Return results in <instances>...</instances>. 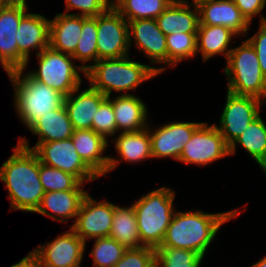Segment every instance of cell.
<instances>
[{
    "mask_svg": "<svg viewBox=\"0 0 266 267\" xmlns=\"http://www.w3.org/2000/svg\"><path fill=\"white\" fill-rule=\"evenodd\" d=\"M248 204L245 202L241 207L211 213L201 208H177L160 246L188 249L209 259L208 253L212 251L213 244L216 246L223 226L238 219L247 211Z\"/></svg>",
    "mask_w": 266,
    "mask_h": 267,
    "instance_id": "obj_1",
    "label": "cell"
},
{
    "mask_svg": "<svg viewBox=\"0 0 266 267\" xmlns=\"http://www.w3.org/2000/svg\"><path fill=\"white\" fill-rule=\"evenodd\" d=\"M12 151L0 166V181L7 190L9 211L34 214L45 194L39 178V158L18 143L12 146Z\"/></svg>",
    "mask_w": 266,
    "mask_h": 267,
    "instance_id": "obj_2",
    "label": "cell"
},
{
    "mask_svg": "<svg viewBox=\"0 0 266 267\" xmlns=\"http://www.w3.org/2000/svg\"><path fill=\"white\" fill-rule=\"evenodd\" d=\"M127 55L121 58L100 59L85 72V82L106 97L135 95L143 83L156 79L157 74L147 61ZM138 92V93H136Z\"/></svg>",
    "mask_w": 266,
    "mask_h": 267,
    "instance_id": "obj_3",
    "label": "cell"
},
{
    "mask_svg": "<svg viewBox=\"0 0 266 267\" xmlns=\"http://www.w3.org/2000/svg\"><path fill=\"white\" fill-rule=\"evenodd\" d=\"M13 91L12 108L24 129L64 104L65 96L34 79L25 69L7 73Z\"/></svg>",
    "mask_w": 266,
    "mask_h": 267,
    "instance_id": "obj_4",
    "label": "cell"
},
{
    "mask_svg": "<svg viewBox=\"0 0 266 267\" xmlns=\"http://www.w3.org/2000/svg\"><path fill=\"white\" fill-rule=\"evenodd\" d=\"M131 203L136 214L138 232L144 246L158 248L177 210V191L173 187L157 186L141 194Z\"/></svg>",
    "mask_w": 266,
    "mask_h": 267,
    "instance_id": "obj_5",
    "label": "cell"
},
{
    "mask_svg": "<svg viewBox=\"0 0 266 267\" xmlns=\"http://www.w3.org/2000/svg\"><path fill=\"white\" fill-rule=\"evenodd\" d=\"M224 63L226 90L236 95L252 96L264 101L266 77L260 69L258 56L246 38H240Z\"/></svg>",
    "mask_w": 266,
    "mask_h": 267,
    "instance_id": "obj_6",
    "label": "cell"
},
{
    "mask_svg": "<svg viewBox=\"0 0 266 267\" xmlns=\"http://www.w3.org/2000/svg\"><path fill=\"white\" fill-rule=\"evenodd\" d=\"M34 57L37 60L36 63H33L35 67H25L24 69L34 79L55 89L65 97L85 82L86 71L70 54L48 47Z\"/></svg>",
    "mask_w": 266,
    "mask_h": 267,
    "instance_id": "obj_7",
    "label": "cell"
},
{
    "mask_svg": "<svg viewBox=\"0 0 266 267\" xmlns=\"http://www.w3.org/2000/svg\"><path fill=\"white\" fill-rule=\"evenodd\" d=\"M17 138V143L32 150L39 158L40 163L74 175L84 184L94 185L95 181L101 180L80 158L72 138L33 145L26 135H20Z\"/></svg>",
    "mask_w": 266,
    "mask_h": 267,
    "instance_id": "obj_8",
    "label": "cell"
},
{
    "mask_svg": "<svg viewBox=\"0 0 266 267\" xmlns=\"http://www.w3.org/2000/svg\"><path fill=\"white\" fill-rule=\"evenodd\" d=\"M130 51L141 54L159 75L168 70L166 35L159 29L156 19L128 21Z\"/></svg>",
    "mask_w": 266,
    "mask_h": 267,
    "instance_id": "obj_9",
    "label": "cell"
},
{
    "mask_svg": "<svg viewBox=\"0 0 266 267\" xmlns=\"http://www.w3.org/2000/svg\"><path fill=\"white\" fill-rule=\"evenodd\" d=\"M224 158H230L229 146L213 122L204 121L185 144L178 164L206 168Z\"/></svg>",
    "mask_w": 266,
    "mask_h": 267,
    "instance_id": "obj_10",
    "label": "cell"
},
{
    "mask_svg": "<svg viewBox=\"0 0 266 267\" xmlns=\"http://www.w3.org/2000/svg\"><path fill=\"white\" fill-rule=\"evenodd\" d=\"M225 103L219 120L213 125L219 130L230 146L262 112L264 101L252 96L236 95L226 90ZM264 110V111H263Z\"/></svg>",
    "mask_w": 266,
    "mask_h": 267,
    "instance_id": "obj_11",
    "label": "cell"
},
{
    "mask_svg": "<svg viewBox=\"0 0 266 267\" xmlns=\"http://www.w3.org/2000/svg\"><path fill=\"white\" fill-rule=\"evenodd\" d=\"M161 124H153L152 118L147 126L151 140L152 157L158 160L178 162L185 144L191 139L194 131L204 121L173 120Z\"/></svg>",
    "mask_w": 266,
    "mask_h": 267,
    "instance_id": "obj_12",
    "label": "cell"
},
{
    "mask_svg": "<svg viewBox=\"0 0 266 267\" xmlns=\"http://www.w3.org/2000/svg\"><path fill=\"white\" fill-rule=\"evenodd\" d=\"M63 230L30 250L40 267H75L85 263L86 243L70 227Z\"/></svg>",
    "mask_w": 266,
    "mask_h": 267,
    "instance_id": "obj_13",
    "label": "cell"
},
{
    "mask_svg": "<svg viewBox=\"0 0 266 267\" xmlns=\"http://www.w3.org/2000/svg\"><path fill=\"white\" fill-rule=\"evenodd\" d=\"M92 196L89 191L82 201L74 223L70 225L86 243V247L92 239L109 236L115 211V202L103 196L98 199Z\"/></svg>",
    "mask_w": 266,
    "mask_h": 267,
    "instance_id": "obj_14",
    "label": "cell"
},
{
    "mask_svg": "<svg viewBox=\"0 0 266 267\" xmlns=\"http://www.w3.org/2000/svg\"><path fill=\"white\" fill-rule=\"evenodd\" d=\"M98 60L131 55L128 21L114 8L109 7L97 15Z\"/></svg>",
    "mask_w": 266,
    "mask_h": 267,
    "instance_id": "obj_15",
    "label": "cell"
},
{
    "mask_svg": "<svg viewBox=\"0 0 266 267\" xmlns=\"http://www.w3.org/2000/svg\"><path fill=\"white\" fill-rule=\"evenodd\" d=\"M29 0H24L19 4L0 8V66L5 74L24 69L27 60L18 52L16 33L21 18L32 9L28 4Z\"/></svg>",
    "mask_w": 266,
    "mask_h": 267,
    "instance_id": "obj_16",
    "label": "cell"
},
{
    "mask_svg": "<svg viewBox=\"0 0 266 267\" xmlns=\"http://www.w3.org/2000/svg\"><path fill=\"white\" fill-rule=\"evenodd\" d=\"M109 166L108 174L117 171L121 164L145 165L152 160L151 140L148 128L136 132H119L109 141ZM112 151V152H111Z\"/></svg>",
    "mask_w": 266,
    "mask_h": 267,
    "instance_id": "obj_17",
    "label": "cell"
},
{
    "mask_svg": "<svg viewBox=\"0 0 266 267\" xmlns=\"http://www.w3.org/2000/svg\"><path fill=\"white\" fill-rule=\"evenodd\" d=\"M31 10L21 18L16 33L18 52L27 60L26 67L33 63L32 56L49 47L50 36V18Z\"/></svg>",
    "mask_w": 266,
    "mask_h": 267,
    "instance_id": "obj_18",
    "label": "cell"
},
{
    "mask_svg": "<svg viewBox=\"0 0 266 267\" xmlns=\"http://www.w3.org/2000/svg\"><path fill=\"white\" fill-rule=\"evenodd\" d=\"M196 5L199 10V24L221 25L239 38H245L251 24L233 0H203Z\"/></svg>",
    "mask_w": 266,
    "mask_h": 267,
    "instance_id": "obj_19",
    "label": "cell"
},
{
    "mask_svg": "<svg viewBox=\"0 0 266 267\" xmlns=\"http://www.w3.org/2000/svg\"><path fill=\"white\" fill-rule=\"evenodd\" d=\"M90 190H66L46 192L35 211L38 216H44L51 221L63 224L66 227L74 223L84 197Z\"/></svg>",
    "mask_w": 266,
    "mask_h": 267,
    "instance_id": "obj_20",
    "label": "cell"
},
{
    "mask_svg": "<svg viewBox=\"0 0 266 267\" xmlns=\"http://www.w3.org/2000/svg\"><path fill=\"white\" fill-rule=\"evenodd\" d=\"M71 138L83 162L100 179L109 176V142L93 129L74 130Z\"/></svg>",
    "mask_w": 266,
    "mask_h": 267,
    "instance_id": "obj_21",
    "label": "cell"
},
{
    "mask_svg": "<svg viewBox=\"0 0 266 267\" xmlns=\"http://www.w3.org/2000/svg\"><path fill=\"white\" fill-rule=\"evenodd\" d=\"M106 98L87 82L66 96L64 106L74 130L92 129L93 118H95L100 104Z\"/></svg>",
    "mask_w": 266,
    "mask_h": 267,
    "instance_id": "obj_22",
    "label": "cell"
},
{
    "mask_svg": "<svg viewBox=\"0 0 266 267\" xmlns=\"http://www.w3.org/2000/svg\"><path fill=\"white\" fill-rule=\"evenodd\" d=\"M113 106L119 132H136L147 128L151 120L150 107L140 95H113L107 97Z\"/></svg>",
    "mask_w": 266,
    "mask_h": 267,
    "instance_id": "obj_23",
    "label": "cell"
},
{
    "mask_svg": "<svg viewBox=\"0 0 266 267\" xmlns=\"http://www.w3.org/2000/svg\"><path fill=\"white\" fill-rule=\"evenodd\" d=\"M237 40L239 41V37L224 26L199 24L196 59L198 57L204 64L214 57L224 56L225 63Z\"/></svg>",
    "mask_w": 266,
    "mask_h": 267,
    "instance_id": "obj_24",
    "label": "cell"
},
{
    "mask_svg": "<svg viewBox=\"0 0 266 267\" xmlns=\"http://www.w3.org/2000/svg\"><path fill=\"white\" fill-rule=\"evenodd\" d=\"M159 29L167 36L176 33H197L199 10L188 0H173L156 18Z\"/></svg>",
    "mask_w": 266,
    "mask_h": 267,
    "instance_id": "obj_25",
    "label": "cell"
},
{
    "mask_svg": "<svg viewBox=\"0 0 266 267\" xmlns=\"http://www.w3.org/2000/svg\"><path fill=\"white\" fill-rule=\"evenodd\" d=\"M262 113L254 119L242 134L229 146L230 157L235 156L237 149L245 151L248 157L260 168L266 177V118Z\"/></svg>",
    "mask_w": 266,
    "mask_h": 267,
    "instance_id": "obj_26",
    "label": "cell"
},
{
    "mask_svg": "<svg viewBox=\"0 0 266 267\" xmlns=\"http://www.w3.org/2000/svg\"><path fill=\"white\" fill-rule=\"evenodd\" d=\"M83 16L56 13L50 18L49 47L72 55L82 31Z\"/></svg>",
    "mask_w": 266,
    "mask_h": 267,
    "instance_id": "obj_27",
    "label": "cell"
},
{
    "mask_svg": "<svg viewBox=\"0 0 266 267\" xmlns=\"http://www.w3.org/2000/svg\"><path fill=\"white\" fill-rule=\"evenodd\" d=\"M27 131L37 139L35 143H45L71 138L74 128L63 104L42 115Z\"/></svg>",
    "mask_w": 266,
    "mask_h": 267,
    "instance_id": "obj_28",
    "label": "cell"
},
{
    "mask_svg": "<svg viewBox=\"0 0 266 267\" xmlns=\"http://www.w3.org/2000/svg\"><path fill=\"white\" fill-rule=\"evenodd\" d=\"M112 221L109 237L118 241L126 249L144 246L139 236L136 214L132 203L122 206L115 202Z\"/></svg>",
    "mask_w": 266,
    "mask_h": 267,
    "instance_id": "obj_29",
    "label": "cell"
},
{
    "mask_svg": "<svg viewBox=\"0 0 266 267\" xmlns=\"http://www.w3.org/2000/svg\"><path fill=\"white\" fill-rule=\"evenodd\" d=\"M72 56L85 71L98 61L97 16H83L81 35Z\"/></svg>",
    "mask_w": 266,
    "mask_h": 267,
    "instance_id": "obj_30",
    "label": "cell"
},
{
    "mask_svg": "<svg viewBox=\"0 0 266 267\" xmlns=\"http://www.w3.org/2000/svg\"><path fill=\"white\" fill-rule=\"evenodd\" d=\"M168 70H174L182 62L192 63L197 55V33H174L166 36ZM195 58V59H194ZM188 61V62H187Z\"/></svg>",
    "mask_w": 266,
    "mask_h": 267,
    "instance_id": "obj_31",
    "label": "cell"
},
{
    "mask_svg": "<svg viewBox=\"0 0 266 267\" xmlns=\"http://www.w3.org/2000/svg\"><path fill=\"white\" fill-rule=\"evenodd\" d=\"M173 0H121L114 8L127 20L156 19Z\"/></svg>",
    "mask_w": 266,
    "mask_h": 267,
    "instance_id": "obj_32",
    "label": "cell"
},
{
    "mask_svg": "<svg viewBox=\"0 0 266 267\" xmlns=\"http://www.w3.org/2000/svg\"><path fill=\"white\" fill-rule=\"evenodd\" d=\"M92 249H87L91 267H113L123 256L126 248L112 237H101L90 240Z\"/></svg>",
    "mask_w": 266,
    "mask_h": 267,
    "instance_id": "obj_33",
    "label": "cell"
},
{
    "mask_svg": "<svg viewBox=\"0 0 266 267\" xmlns=\"http://www.w3.org/2000/svg\"><path fill=\"white\" fill-rule=\"evenodd\" d=\"M39 178L46 192L66 190H88L87 184L82 183L76 176L60 169L47 166L39 161Z\"/></svg>",
    "mask_w": 266,
    "mask_h": 267,
    "instance_id": "obj_34",
    "label": "cell"
},
{
    "mask_svg": "<svg viewBox=\"0 0 266 267\" xmlns=\"http://www.w3.org/2000/svg\"><path fill=\"white\" fill-rule=\"evenodd\" d=\"M205 261L208 260L188 249L166 246L156 248V263L160 267H202Z\"/></svg>",
    "mask_w": 266,
    "mask_h": 267,
    "instance_id": "obj_35",
    "label": "cell"
},
{
    "mask_svg": "<svg viewBox=\"0 0 266 267\" xmlns=\"http://www.w3.org/2000/svg\"><path fill=\"white\" fill-rule=\"evenodd\" d=\"M92 129L108 142L117 134L113 106L108 98L100 104L95 118H93Z\"/></svg>",
    "mask_w": 266,
    "mask_h": 267,
    "instance_id": "obj_36",
    "label": "cell"
},
{
    "mask_svg": "<svg viewBox=\"0 0 266 267\" xmlns=\"http://www.w3.org/2000/svg\"><path fill=\"white\" fill-rule=\"evenodd\" d=\"M63 2L65 8L62 13L84 17H96L110 7L108 0H64Z\"/></svg>",
    "mask_w": 266,
    "mask_h": 267,
    "instance_id": "obj_37",
    "label": "cell"
},
{
    "mask_svg": "<svg viewBox=\"0 0 266 267\" xmlns=\"http://www.w3.org/2000/svg\"><path fill=\"white\" fill-rule=\"evenodd\" d=\"M156 262V249L149 246L126 249L113 267H150Z\"/></svg>",
    "mask_w": 266,
    "mask_h": 267,
    "instance_id": "obj_38",
    "label": "cell"
},
{
    "mask_svg": "<svg viewBox=\"0 0 266 267\" xmlns=\"http://www.w3.org/2000/svg\"><path fill=\"white\" fill-rule=\"evenodd\" d=\"M258 24V26L255 25L257 29H255V33H252V35L250 31L253 28V24L250 25L249 31L246 34L245 38L250 42V44L256 51L260 69L266 77V22Z\"/></svg>",
    "mask_w": 266,
    "mask_h": 267,
    "instance_id": "obj_39",
    "label": "cell"
},
{
    "mask_svg": "<svg viewBox=\"0 0 266 267\" xmlns=\"http://www.w3.org/2000/svg\"><path fill=\"white\" fill-rule=\"evenodd\" d=\"M235 5L239 8L241 14L247 19L250 24L266 22V0H233ZM254 21V22H253Z\"/></svg>",
    "mask_w": 266,
    "mask_h": 267,
    "instance_id": "obj_40",
    "label": "cell"
},
{
    "mask_svg": "<svg viewBox=\"0 0 266 267\" xmlns=\"http://www.w3.org/2000/svg\"><path fill=\"white\" fill-rule=\"evenodd\" d=\"M8 267H39V263L37 257L31 251H28L27 255Z\"/></svg>",
    "mask_w": 266,
    "mask_h": 267,
    "instance_id": "obj_41",
    "label": "cell"
},
{
    "mask_svg": "<svg viewBox=\"0 0 266 267\" xmlns=\"http://www.w3.org/2000/svg\"><path fill=\"white\" fill-rule=\"evenodd\" d=\"M24 0H0V8H5L21 3Z\"/></svg>",
    "mask_w": 266,
    "mask_h": 267,
    "instance_id": "obj_42",
    "label": "cell"
},
{
    "mask_svg": "<svg viewBox=\"0 0 266 267\" xmlns=\"http://www.w3.org/2000/svg\"><path fill=\"white\" fill-rule=\"evenodd\" d=\"M258 261H253V263L249 264V267H266V255L263 257L257 258Z\"/></svg>",
    "mask_w": 266,
    "mask_h": 267,
    "instance_id": "obj_43",
    "label": "cell"
},
{
    "mask_svg": "<svg viewBox=\"0 0 266 267\" xmlns=\"http://www.w3.org/2000/svg\"><path fill=\"white\" fill-rule=\"evenodd\" d=\"M110 7H115L121 0H108Z\"/></svg>",
    "mask_w": 266,
    "mask_h": 267,
    "instance_id": "obj_44",
    "label": "cell"
},
{
    "mask_svg": "<svg viewBox=\"0 0 266 267\" xmlns=\"http://www.w3.org/2000/svg\"><path fill=\"white\" fill-rule=\"evenodd\" d=\"M188 1H191V2H193V3H195V4H197L198 2H201V1H203V0H188Z\"/></svg>",
    "mask_w": 266,
    "mask_h": 267,
    "instance_id": "obj_45",
    "label": "cell"
},
{
    "mask_svg": "<svg viewBox=\"0 0 266 267\" xmlns=\"http://www.w3.org/2000/svg\"><path fill=\"white\" fill-rule=\"evenodd\" d=\"M150 267H160L156 262L153 264V265H151Z\"/></svg>",
    "mask_w": 266,
    "mask_h": 267,
    "instance_id": "obj_46",
    "label": "cell"
},
{
    "mask_svg": "<svg viewBox=\"0 0 266 267\" xmlns=\"http://www.w3.org/2000/svg\"><path fill=\"white\" fill-rule=\"evenodd\" d=\"M83 264H80V265H78V266H75V267H86L85 265H83ZM88 267V266H87Z\"/></svg>",
    "mask_w": 266,
    "mask_h": 267,
    "instance_id": "obj_47",
    "label": "cell"
},
{
    "mask_svg": "<svg viewBox=\"0 0 266 267\" xmlns=\"http://www.w3.org/2000/svg\"><path fill=\"white\" fill-rule=\"evenodd\" d=\"M264 107H265V110H266V98L264 100Z\"/></svg>",
    "mask_w": 266,
    "mask_h": 267,
    "instance_id": "obj_48",
    "label": "cell"
},
{
    "mask_svg": "<svg viewBox=\"0 0 266 267\" xmlns=\"http://www.w3.org/2000/svg\"><path fill=\"white\" fill-rule=\"evenodd\" d=\"M208 263H209V262L206 261V266H205V264H204L202 267H204V266L207 267Z\"/></svg>",
    "mask_w": 266,
    "mask_h": 267,
    "instance_id": "obj_49",
    "label": "cell"
}]
</instances>
